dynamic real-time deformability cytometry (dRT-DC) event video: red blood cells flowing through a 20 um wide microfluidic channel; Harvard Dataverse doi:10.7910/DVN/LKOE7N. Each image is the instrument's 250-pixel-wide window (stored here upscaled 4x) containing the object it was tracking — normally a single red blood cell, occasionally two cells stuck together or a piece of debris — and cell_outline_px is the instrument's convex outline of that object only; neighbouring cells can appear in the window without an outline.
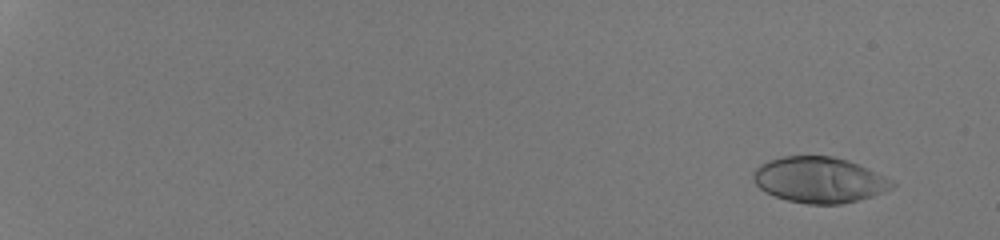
{"species": "human", "species_latin": "Homo sapiens", "temperature_condition": "room temperature", "stored_images_in_passage": 54, "camera_frame_rate_fps": 3000, "um_per_image_px": 0.085, "donor": {"sex": "male"}, "frame": {"image": 1, "passage_image": 5, "time_ms": 1.333, "image_size_px": [1000, 240], "cell_outline_px": [[896, 184], [892, 188], [884, 192], [872, 196], [840, 204], [808, 204], [788, 200], [776, 196], [760, 188], [756, 184], [752, 176], [752, 172], [760, 164], [768, 160], [784, 156], [832, 156], [848, 160], [884, 176], [892, 180]], "centroid_in_image_um": [69.63, 15.28], "position_along_channel_um": 15.4, "area_um2": 36.76}}
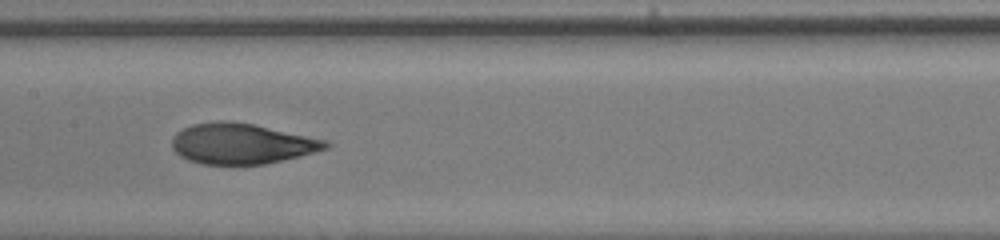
{"frame": {"image": 2, "passage_image": 33, "time_ms": 10.667, "image_size_px": [1000, 240], "cell_outline_px": [[332, 144], [328, 148], [300, 156], [264, 164], [200, 164], [188, 160], [180, 156], [172, 148], [172, 136], [176, 132], [192, 124], [216, 120], [232, 120], [252, 124], [328, 140]], "centroid_in_image_um": [20.52, 12.2], "position_along_channel_um": 186.9, "area_um2": 36.47}}
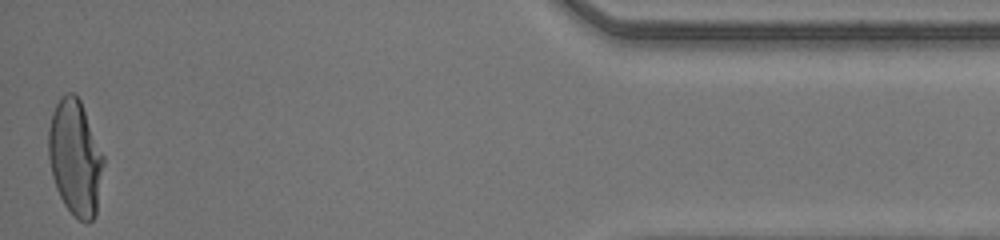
{"frame": {"image": 3, "passage_image": 54, "time_ms": 17.667, "image_size_px": [1000, 240], "cell_outline_px": [[104, 164], [96, 216], [88, 224], [80, 220], [64, 204], [56, 188], [52, 176], [48, 156], [48, 128], [52, 112], [60, 96], [68, 92], [72, 92], [80, 100], [104, 156]], "centroid_in_image_um": [6.39, 13.4], "position_along_channel_um": 428.8, "area_um2": 37.11}, "authors_computed_cell_mechanics": {"area_um2": 36.703, "velocity_mm_per_s": 4.2495, "shape_relaxation_time_tau1_ms": 5.0019, "shape_relaxation_time_tau2_ms": 0.7275, "deformation_change_tau1": 0.2449, "deformation_change_tau2": 0.0638}}